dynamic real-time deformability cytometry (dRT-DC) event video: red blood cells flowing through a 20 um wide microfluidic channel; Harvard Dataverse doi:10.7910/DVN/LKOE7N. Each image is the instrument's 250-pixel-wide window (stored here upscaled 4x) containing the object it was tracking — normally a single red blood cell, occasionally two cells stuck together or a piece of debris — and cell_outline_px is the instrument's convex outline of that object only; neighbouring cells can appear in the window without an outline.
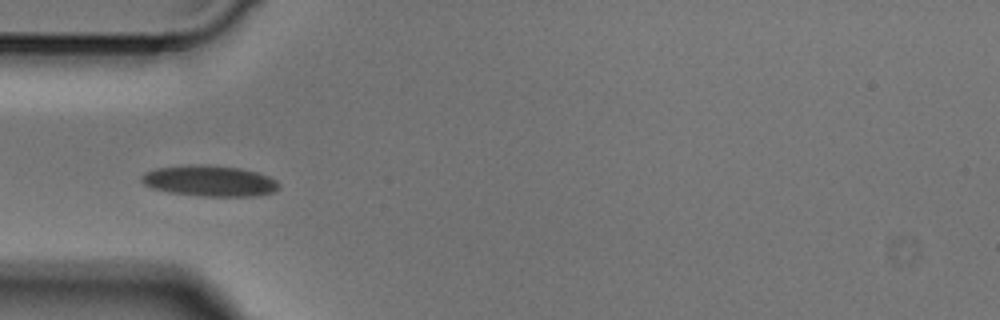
{"species": "Egyptian fruit bat (a non-hibernating species)", "species_latin": "Rousettus aegyptiacus", "temperature_condition": "cold", "stored_images_in_passage": 36, "camera_frame_rate_fps": 3000, "um_per_image_px": 0.085, "animal": {"sex": "male"}, "frame": {"image": 1, "passage_image": 1, "time_ms": 0.0, "image_size_px": [1000, 320], "cell_outline_px": [[280, 188], [272, 192], [252, 196], [204, 196], [168, 192], [152, 188], [144, 184], [140, 180], [140, 176], [144, 172], [156, 168], [184, 164], [208, 164], [240, 168], [256, 172], [268, 176], [276, 180], [280, 184]], "centroid_in_image_um": [17.77, 15.36], "position_along_channel_um": 67.2, "area_um2": 24.97}}
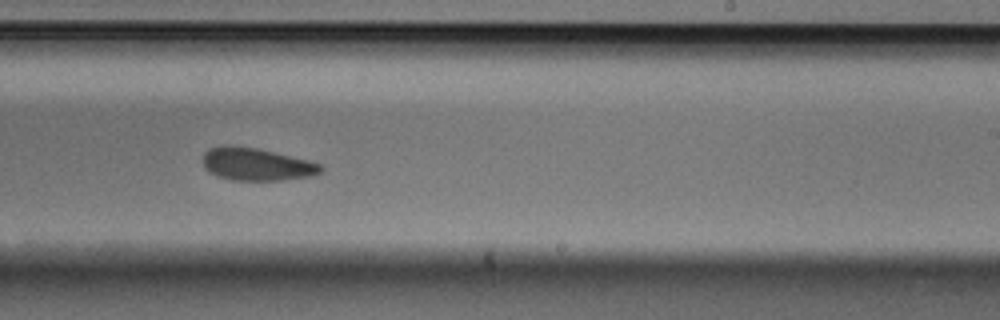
{"frame": {"image": 2, "passage_image": 16, "time_ms": 5.0, "image_size_px": [1000, 320], "cell_outline_px": [[324, 168], [320, 172], [308, 176], [280, 180], [232, 180], [216, 176], [208, 172], [204, 168], [204, 152], [208, 148], [224, 144], [228, 144], [260, 148], [308, 160], [320, 164]], "centroid_in_image_um": [21.74, 13.94], "position_along_channel_um": 267.3, "area_um2": 22.6}}
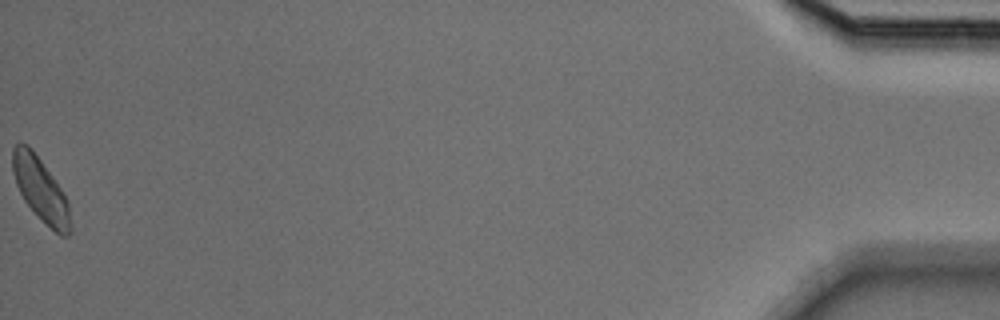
{"frame": {"image": 3, "passage_image": 36, "time_ms": 11.667, "image_size_px": [1000, 320], "cell_outline_px": [[72, 232], [68, 236], [60, 236], [24, 200], [16, 184], [12, 172], [12, 148], [20, 140], [28, 144], [32, 148], [52, 176], [68, 200], [72, 224]], "centroid_in_image_um": [3.46, 16.07], "position_along_channel_um": 431.7, "area_um2": 21.33}}